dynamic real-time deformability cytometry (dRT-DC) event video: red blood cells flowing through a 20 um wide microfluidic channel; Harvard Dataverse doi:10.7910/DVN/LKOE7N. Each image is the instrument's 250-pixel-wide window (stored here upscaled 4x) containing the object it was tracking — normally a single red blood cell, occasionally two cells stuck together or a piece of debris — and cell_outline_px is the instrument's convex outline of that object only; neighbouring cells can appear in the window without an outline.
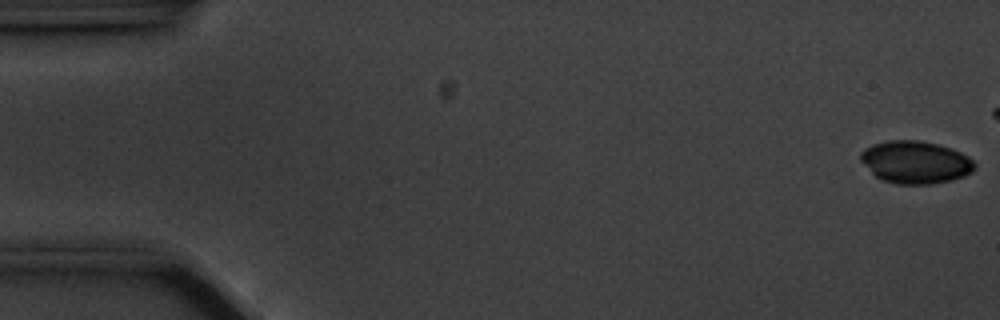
{"species": "common noctule bat (a hibernating species)", "species_latin": "Nyctalus noctula", "temperature_condition": "cold", "stored_images_in_passage": 46, "camera_frame_rate_fps": 3000, "um_per_image_px": 0.085, "animal": {"sex": "male", "body_mass_g": 20.1, "forearm_length_mm": 53.5}, "frame": {"image": 1, "passage_image": 1, "time_ms": 0.0, "image_size_px": [1000, 320], "cell_outline_px": [[976, 164], [972, 172], [964, 176], [952, 180], [932, 184], [896, 184], [884, 180], [876, 176], [860, 160], [860, 152], [864, 148], [872, 144], [888, 140], [916, 140], [936, 144], [952, 148], [968, 156]], "centroid_in_image_um": [77.81, 13.78], "position_along_channel_um": 7.2, "area_um2": 28.26}}
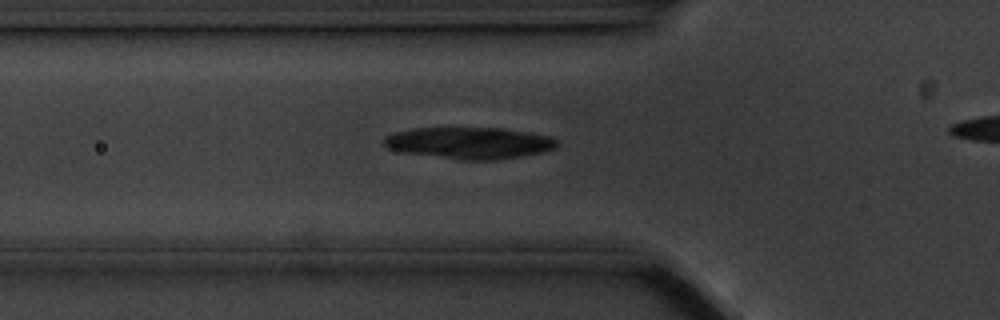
{"frame": {"image": 2, "passage_image": 19, "time_ms": 6.0, "image_size_px": [1000, 320], "cell_outline_px": [[556, 148], [544, 152], [496, 160], [460, 160], [400, 152], [388, 148], [384, 144], [384, 136], [392, 132], [412, 128], [504, 128], [552, 136], [556, 140]], "centroid_in_image_um": [39.87, 12.15], "position_along_channel_um": 85.9, "area_um2": 32.19}}
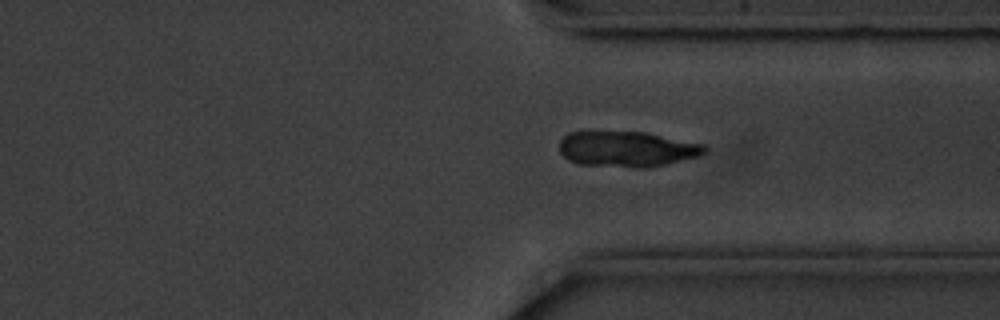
{"frame": {"image": 3, "passage_image": 42, "time_ms": 13.667, "image_size_px": [1000, 320], "cell_outline_px": [[708, 148], [700, 156], [648, 168], [636, 168], [576, 164], [568, 160], [560, 152], [560, 140], [568, 132], [580, 128], [584, 128], [644, 132], [704, 144]], "centroid_in_image_um": [53.2, 12.62], "position_along_channel_um": 358.2, "area_um2": 31.33}}